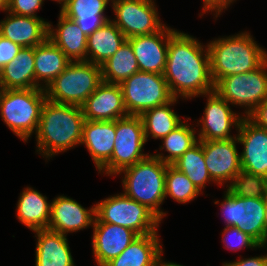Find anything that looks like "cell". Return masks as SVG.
I'll list each match as a JSON object with an SVG mask.
<instances>
[{"label":"cell","instance_id":"cell-1","mask_svg":"<svg viewBox=\"0 0 267 266\" xmlns=\"http://www.w3.org/2000/svg\"><path fill=\"white\" fill-rule=\"evenodd\" d=\"M176 30L169 39L164 78L174 98L191 99L214 91L206 45Z\"/></svg>","mask_w":267,"mask_h":266},{"label":"cell","instance_id":"cell-2","mask_svg":"<svg viewBox=\"0 0 267 266\" xmlns=\"http://www.w3.org/2000/svg\"><path fill=\"white\" fill-rule=\"evenodd\" d=\"M84 115L81 106L46 99L36 132L37 152L49 158L80 145Z\"/></svg>","mask_w":267,"mask_h":266},{"label":"cell","instance_id":"cell-3","mask_svg":"<svg viewBox=\"0 0 267 266\" xmlns=\"http://www.w3.org/2000/svg\"><path fill=\"white\" fill-rule=\"evenodd\" d=\"M207 46L214 85L221 78L255 70L267 60V51L259 47L252 35L246 31L214 39Z\"/></svg>","mask_w":267,"mask_h":266},{"label":"cell","instance_id":"cell-4","mask_svg":"<svg viewBox=\"0 0 267 266\" xmlns=\"http://www.w3.org/2000/svg\"><path fill=\"white\" fill-rule=\"evenodd\" d=\"M167 163L150 154L145 159L128 166L119 173H124L122 183L124 194L138 203L145 205L161 221L166 212L160 210L165 197V177Z\"/></svg>","mask_w":267,"mask_h":266},{"label":"cell","instance_id":"cell-5","mask_svg":"<svg viewBox=\"0 0 267 266\" xmlns=\"http://www.w3.org/2000/svg\"><path fill=\"white\" fill-rule=\"evenodd\" d=\"M46 99L44 88L0 89L1 118L17 137L27 142L38 130Z\"/></svg>","mask_w":267,"mask_h":266},{"label":"cell","instance_id":"cell-6","mask_svg":"<svg viewBox=\"0 0 267 266\" xmlns=\"http://www.w3.org/2000/svg\"><path fill=\"white\" fill-rule=\"evenodd\" d=\"M101 82L100 65L88 61H71L44 89L49 101L81 106Z\"/></svg>","mask_w":267,"mask_h":266},{"label":"cell","instance_id":"cell-7","mask_svg":"<svg viewBox=\"0 0 267 266\" xmlns=\"http://www.w3.org/2000/svg\"><path fill=\"white\" fill-rule=\"evenodd\" d=\"M94 223H110L134 231L138 236L158 232L161 220L145 205L124 193L110 196L95 205Z\"/></svg>","mask_w":267,"mask_h":266},{"label":"cell","instance_id":"cell-8","mask_svg":"<svg viewBox=\"0 0 267 266\" xmlns=\"http://www.w3.org/2000/svg\"><path fill=\"white\" fill-rule=\"evenodd\" d=\"M221 202L226 227H236L248 234L260 246L267 245L265 226L266 198H245L233 194L228 188Z\"/></svg>","mask_w":267,"mask_h":266},{"label":"cell","instance_id":"cell-9","mask_svg":"<svg viewBox=\"0 0 267 266\" xmlns=\"http://www.w3.org/2000/svg\"><path fill=\"white\" fill-rule=\"evenodd\" d=\"M120 86L128 115H141L146 110L165 105L174 99L163 74L139 71Z\"/></svg>","mask_w":267,"mask_h":266},{"label":"cell","instance_id":"cell-10","mask_svg":"<svg viewBox=\"0 0 267 266\" xmlns=\"http://www.w3.org/2000/svg\"><path fill=\"white\" fill-rule=\"evenodd\" d=\"M146 143L140 115H128L116 120V138L111 159L99 170L109 176L118 175L124 168L145 159Z\"/></svg>","mask_w":267,"mask_h":266},{"label":"cell","instance_id":"cell-11","mask_svg":"<svg viewBox=\"0 0 267 266\" xmlns=\"http://www.w3.org/2000/svg\"><path fill=\"white\" fill-rule=\"evenodd\" d=\"M214 90L228 103L246 107L248 117L267 99V60L255 70L221 78Z\"/></svg>","mask_w":267,"mask_h":266},{"label":"cell","instance_id":"cell-12","mask_svg":"<svg viewBox=\"0 0 267 266\" xmlns=\"http://www.w3.org/2000/svg\"><path fill=\"white\" fill-rule=\"evenodd\" d=\"M117 28L130 38L159 32L162 24L154 0H111Z\"/></svg>","mask_w":267,"mask_h":266},{"label":"cell","instance_id":"cell-13","mask_svg":"<svg viewBox=\"0 0 267 266\" xmlns=\"http://www.w3.org/2000/svg\"><path fill=\"white\" fill-rule=\"evenodd\" d=\"M207 103L204 116L198 120L201 123L198 140H226L235 138L230 135L232 126L239 128L243 115H237L215 90L206 93Z\"/></svg>","mask_w":267,"mask_h":266},{"label":"cell","instance_id":"cell-14","mask_svg":"<svg viewBox=\"0 0 267 266\" xmlns=\"http://www.w3.org/2000/svg\"><path fill=\"white\" fill-rule=\"evenodd\" d=\"M237 137L226 140L202 141L205 164L211 179L221 185L231 182L242 169Z\"/></svg>","mask_w":267,"mask_h":266},{"label":"cell","instance_id":"cell-15","mask_svg":"<svg viewBox=\"0 0 267 266\" xmlns=\"http://www.w3.org/2000/svg\"><path fill=\"white\" fill-rule=\"evenodd\" d=\"M237 131V141L244 146L240 153L242 169L267 178V130L244 116Z\"/></svg>","mask_w":267,"mask_h":266},{"label":"cell","instance_id":"cell-16","mask_svg":"<svg viewBox=\"0 0 267 266\" xmlns=\"http://www.w3.org/2000/svg\"><path fill=\"white\" fill-rule=\"evenodd\" d=\"M175 31L164 26L159 32L127 39L132 46L140 72L164 73L169 39Z\"/></svg>","mask_w":267,"mask_h":266},{"label":"cell","instance_id":"cell-17","mask_svg":"<svg viewBox=\"0 0 267 266\" xmlns=\"http://www.w3.org/2000/svg\"><path fill=\"white\" fill-rule=\"evenodd\" d=\"M85 120L112 121L128 116L120 84L102 81L81 105Z\"/></svg>","mask_w":267,"mask_h":266},{"label":"cell","instance_id":"cell-18","mask_svg":"<svg viewBox=\"0 0 267 266\" xmlns=\"http://www.w3.org/2000/svg\"><path fill=\"white\" fill-rule=\"evenodd\" d=\"M95 218V204L88 210L76 200L59 195L51 202L48 229L67 235L93 226Z\"/></svg>","mask_w":267,"mask_h":266},{"label":"cell","instance_id":"cell-19","mask_svg":"<svg viewBox=\"0 0 267 266\" xmlns=\"http://www.w3.org/2000/svg\"><path fill=\"white\" fill-rule=\"evenodd\" d=\"M92 227V250L98 266L116 258L138 237L134 231L115 224L94 223Z\"/></svg>","mask_w":267,"mask_h":266},{"label":"cell","instance_id":"cell-20","mask_svg":"<svg viewBox=\"0 0 267 266\" xmlns=\"http://www.w3.org/2000/svg\"><path fill=\"white\" fill-rule=\"evenodd\" d=\"M48 23L43 18L8 12L0 21V35L23 47H35L48 38Z\"/></svg>","mask_w":267,"mask_h":266},{"label":"cell","instance_id":"cell-21","mask_svg":"<svg viewBox=\"0 0 267 266\" xmlns=\"http://www.w3.org/2000/svg\"><path fill=\"white\" fill-rule=\"evenodd\" d=\"M115 138L116 120L84 121L80 144L86 146L98 171L111 159Z\"/></svg>","mask_w":267,"mask_h":266},{"label":"cell","instance_id":"cell-22","mask_svg":"<svg viewBox=\"0 0 267 266\" xmlns=\"http://www.w3.org/2000/svg\"><path fill=\"white\" fill-rule=\"evenodd\" d=\"M48 38L71 60L87 61V36L61 12L57 28L48 23Z\"/></svg>","mask_w":267,"mask_h":266},{"label":"cell","instance_id":"cell-23","mask_svg":"<svg viewBox=\"0 0 267 266\" xmlns=\"http://www.w3.org/2000/svg\"><path fill=\"white\" fill-rule=\"evenodd\" d=\"M35 266H75L67 235L49 229L35 230Z\"/></svg>","mask_w":267,"mask_h":266},{"label":"cell","instance_id":"cell-24","mask_svg":"<svg viewBox=\"0 0 267 266\" xmlns=\"http://www.w3.org/2000/svg\"><path fill=\"white\" fill-rule=\"evenodd\" d=\"M109 2L110 0H67L60 12L89 36L110 20L104 15Z\"/></svg>","mask_w":267,"mask_h":266},{"label":"cell","instance_id":"cell-25","mask_svg":"<svg viewBox=\"0 0 267 266\" xmlns=\"http://www.w3.org/2000/svg\"><path fill=\"white\" fill-rule=\"evenodd\" d=\"M35 88V47H23L0 70V89Z\"/></svg>","mask_w":267,"mask_h":266},{"label":"cell","instance_id":"cell-26","mask_svg":"<svg viewBox=\"0 0 267 266\" xmlns=\"http://www.w3.org/2000/svg\"><path fill=\"white\" fill-rule=\"evenodd\" d=\"M70 62L71 60L49 38L35 46V88H46Z\"/></svg>","mask_w":267,"mask_h":266},{"label":"cell","instance_id":"cell-27","mask_svg":"<svg viewBox=\"0 0 267 266\" xmlns=\"http://www.w3.org/2000/svg\"><path fill=\"white\" fill-rule=\"evenodd\" d=\"M17 218L30 230L48 229L51 203L47 197L31 187L23 189L17 202Z\"/></svg>","mask_w":267,"mask_h":266},{"label":"cell","instance_id":"cell-28","mask_svg":"<svg viewBox=\"0 0 267 266\" xmlns=\"http://www.w3.org/2000/svg\"><path fill=\"white\" fill-rule=\"evenodd\" d=\"M127 40L126 36L111 21L87 36V61L103 65Z\"/></svg>","mask_w":267,"mask_h":266},{"label":"cell","instance_id":"cell-29","mask_svg":"<svg viewBox=\"0 0 267 266\" xmlns=\"http://www.w3.org/2000/svg\"><path fill=\"white\" fill-rule=\"evenodd\" d=\"M157 233L138 236L120 255L104 266H153L163 252Z\"/></svg>","mask_w":267,"mask_h":266},{"label":"cell","instance_id":"cell-30","mask_svg":"<svg viewBox=\"0 0 267 266\" xmlns=\"http://www.w3.org/2000/svg\"><path fill=\"white\" fill-rule=\"evenodd\" d=\"M175 102H177V98H174L165 105L146 110L140 115L143 122L146 142L149 140V136L162 140L184 122L180 119V116L170 108Z\"/></svg>","mask_w":267,"mask_h":266},{"label":"cell","instance_id":"cell-31","mask_svg":"<svg viewBox=\"0 0 267 266\" xmlns=\"http://www.w3.org/2000/svg\"><path fill=\"white\" fill-rule=\"evenodd\" d=\"M139 72V66L131 44L125 43L101 65L102 81L121 84L133 74Z\"/></svg>","mask_w":267,"mask_h":266},{"label":"cell","instance_id":"cell-32","mask_svg":"<svg viewBox=\"0 0 267 266\" xmlns=\"http://www.w3.org/2000/svg\"><path fill=\"white\" fill-rule=\"evenodd\" d=\"M174 167L186 174L188 179L201 192L206 183L212 181L205 164L202 140L188 149L182 156L172 163Z\"/></svg>","mask_w":267,"mask_h":266},{"label":"cell","instance_id":"cell-33","mask_svg":"<svg viewBox=\"0 0 267 266\" xmlns=\"http://www.w3.org/2000/svg\"><path fill=\"white\" fill-rule=\"evenodd\" d=\"M195 132L196 129L190 127L187 121L183 122L162 139L163 144L160 146V150L165 149L169 154L167 156L163 155V153L153 155L164 163L172 164L199 141Z\"/></svg>","mask_w":267,"mask_h":266},{"label":"cell","instance_id":"cell-34","mask_svg":"<svg viewBox=\"0 0 267 266\" xmlns=\"http://www.w3.org/2000/svg\"><path fill=\"white\" fill-rule=\"evenodd\" d=\"M200 191L188 179L186 174L182 173L172 164H168L165 177V197L169 195L178 203H187L199 195Z\"/></svg>","mask_w":267,"mask_h":266},{"label":"cell","instance_id":"cell-35","mask_svg":"<svg viewBox=\"0 0 267 266\" xmlns=\"http://www.w3.org/2000/svg\"><path fill=\"white\" fill-rule=\"evenodd\" d=\"M228 189L235 195L245 198H266L267 178L243 169L235 176Z\"/></svg>","mask_w":267,"mask_h":266},{"label":"cell","instance_id":"cell-36","mask_svg":"<svg viewBox=\"0 0 267 266\" xmlns=\"http://www.w3.org/2000/svg\"><path fill=\"white\" fill-rule=\"evenodd\" d=\"M222 242L225 243V248L233 251H237L241 248H262L266 246H260L253 238L248 234L243 233L236 227H226L222 233ZM233 238V240H230ZM232 241V242H231Z\"/></svg>","mask_w":267,"mask_h":266},{"label":"cell","instance_id":"cell-37","mask_svg":"<svg viewBox=\"0 0 267 266\" xmlns=\"http://www.w3.org/2000/svg\"><path fill=\"white\" fill-rule=\"evenodd\" d=\"M43 2L44 0H8L6 12L40 18L36 12L41 8Z\"/></svg>","mask_w":267,"mask_h":266},{"label":"cell","instance_id":"cell-38","mask_svg":"<svg viewBox=\"0 0 267 266\" xmlns=\"http://www.w3.org/2000/svg\"><path fill=\"white\" fill-rule=\"evenodd\" d=\"M21 48L20 45L0 35V70L17 56Z\"/></svg>","mask_w":267,"mask_h":266},{"label":"cell","instance_id":"cell-39","mask_svg":"<svg viewBox=\"0 0 267 266\" xmlns=\"http://www.w3.org/2000/svg\"><path fill=\"white\" fill-rule=\"evenodd\" d=\"M235 0H203V14H205L206 12L209 11H213L215 12V16L216 18L218 17V15L221 14V12H223V9H226L227 7H229V5L234 2Z\"/></svg>","mask_w":267,"mask_h":266},{"label":"cell","instance_id":"cell-40","mask_svg":"<svg viewBox=\"0 0 267 266\" xmlns=\"http://www.w3.org/2000/svg\"><path fill=\"white\" fill-rule=\"evenodd\" d=\"M259 127L267 130V99L248 116Z\"/></svg>","mask_w":267,"mask_h":266},{"label":"cell","instance_id":"cell-41","mask_svg":"<svg viewBox=\"0 0 267 266\" xmlns=\"http://www.w3.org/2000/svg\"><path fill=\"white\" fill-rule=\"evenodd\" d=\"M223 266H267V254L239 259L238 261L223 263Z\"/></svg>","mask_w":267,"mask_h":266},{"label":"cell","instance_id":"cell-42","mask_svg":"<svg viewBox=\"0 0 267 266\" xmlns=\"http://www.w3.org/2000/svg\"><path fill=\"white\" fill-rule=\"evenodd\" d=\"M163 252L156 258L155 263L153 266H183L174 262H166L162 260V255Z\"/></svg>","mask_w":267,"mask_h":266},{"label":"cell","instance_id":"cell-43","mask_svg":"<svg viewBox=\"0 0 267 266\" xmlns=\"http://www.w3.org/2000/svg\"><path fill=\"white\" fill-rule=\"evenodd\" d=\"M8 1L7 0H0V10L7 11Z\"/></svg>","mask_w":267,"mask_h":266},{"label":"cell","instance_id":"cell-44","mask_svg":"<svg viewBox=\"0 0 267 266\" xmlns=\"http://www.w3.org/2000/svg\"><path fill=\"white\" fill-rule=\"evenodd\" d=\"M53 1H57L59 4H61L62 7L67 0H53Z\"/></svg>","mask_w":267,"mask_h":266},{"label":"cell","instance_id":"cell-45","mask_svg":"<svg viewBox=\"0 0 267 266\" xmlns=\"http://www.w3.org/2000/svg\"><path fill=\"white\" fill-rule=\"evenodd\" d=\"M265 226H266V231H267V202H266V217H265Z\"/></svg>","mask_w":267,"mask_h":266}]
</instances>
